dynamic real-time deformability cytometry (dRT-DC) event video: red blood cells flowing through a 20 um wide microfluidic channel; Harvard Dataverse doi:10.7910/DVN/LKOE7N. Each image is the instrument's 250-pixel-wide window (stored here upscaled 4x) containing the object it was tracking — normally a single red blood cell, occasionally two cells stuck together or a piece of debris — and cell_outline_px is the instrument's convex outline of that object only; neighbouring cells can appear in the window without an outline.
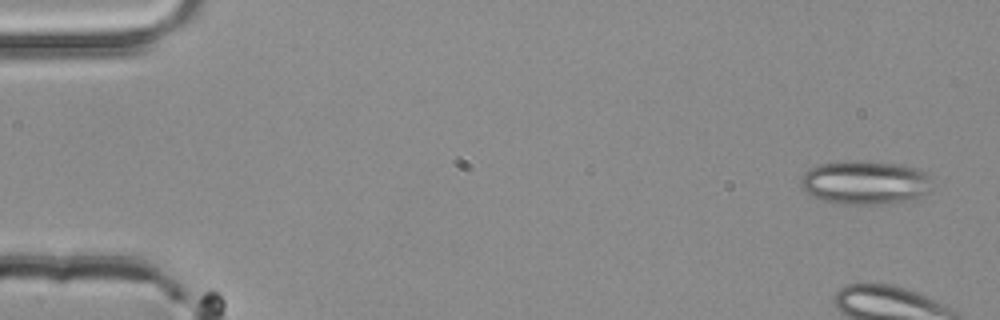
{"species": "common noctule bat (a hibernating species)", "species_latin": "Nyctalus noctula", "temperature_condition": "room temperature", "stored_images_in_passage": 4, "camera_frame_rate_fps": 3000, "um_per_image_px": 0.085, "animal": {"sex": "male", "body_mass_g": 20.4}, "frame": {"image": 1, "passage_image": 1, "time_ms": 0.0, "image_size_px": [1000, 320], "cell_outline_px": [[928, 192], [916, 200], [876, 204], [844, 204], [824, 200], [812, 196], [800, 184], [800, 176], [804, 172], [820, 164], [848, 160], [860, 160], [900, 164], [924, 172], [928, 176]], "centroid_in_image_um": [73.5, 15.51], "position_along_channel_um": 11.5, "area_um2": 33.29}}